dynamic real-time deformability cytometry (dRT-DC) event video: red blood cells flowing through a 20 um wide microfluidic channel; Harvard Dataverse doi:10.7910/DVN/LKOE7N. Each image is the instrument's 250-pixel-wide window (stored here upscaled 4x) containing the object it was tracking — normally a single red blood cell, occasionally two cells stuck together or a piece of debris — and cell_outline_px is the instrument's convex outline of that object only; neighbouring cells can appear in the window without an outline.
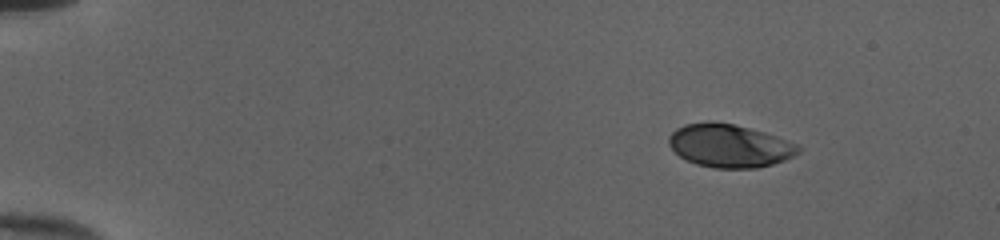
{"species": "human", "species_latin": "Homo sapiens", "temperature_condition": "cold", "stored_images_in_passage": 46, "camera_frame_rate_fps": 3000, "um_per_image_px": 0.085, "donor": {"sex": "female"}, "frame": {"image": 1, "passage_image": 1, "time_ms": 0.0, "image_size_px": [1000, 240], "cell_outline_px": [[800, 152], [784, 160], [772, 164], [756, 168], [712, 168], [696, 164], [680, 156], [668, 144], [668, 136], [676, 128], [684, 124], [708, 120], [732, 124], [764, 132], [800, 144]], "centroid_in_image_um": [62.0, 12.38], "position_along_channel_um": 23.0, "area_um2": 32.66}}
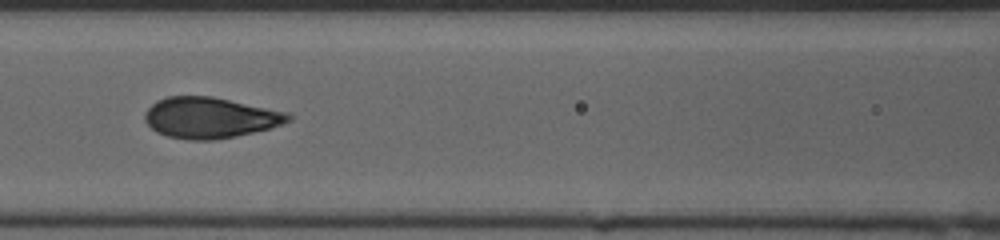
{"frame": {"image": 2, "passage_image": 19, "time_ms": 6.0, "image_size_px": [1000, 240], "cell_outline_px": [[292, 120], [284, 124], [236, 136], [212, 140], [188, 140], [168, 136], [156, 132], [144, 120], [144, 112], [152, 104], [168, 96], [212, 96], [288, 112], [292, 116]], "centroid_in_image_um": [17.86, 10.0], "position_along_channel_um": 148.7, "area_um2": 34.1}}
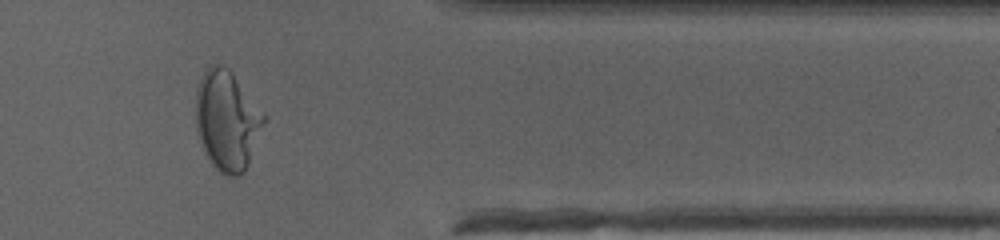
{"frame": {"image": 3, "passage_image": 38, "time_ms": 12.333, "image_size_px": [1000, 240], "cell_outline_px": [[268, 116], [248, 164], [244, 172], [240, 176], [228, 176], [220, 172], [212, 164], [204, 152], [200, 144], [196, 132], [196, 84], [208, 64], [224, 64], [232, 72]], "centroid_in_image_um": [19.3, 10.2], "position_along_channel_um": 392.1, "area_um2": 40.34}, "authors_computed_cell_mechanics": {"area_um2": 33.7552, "velocity_mm_per_s": 4.0337, "shape_relaxation_time_tau1_ms": 4.3628, "shape_relaxation_time_tau2_ms": null, "deformation_change_tau1": 0.2072, "deformation_change_tau2": null}}